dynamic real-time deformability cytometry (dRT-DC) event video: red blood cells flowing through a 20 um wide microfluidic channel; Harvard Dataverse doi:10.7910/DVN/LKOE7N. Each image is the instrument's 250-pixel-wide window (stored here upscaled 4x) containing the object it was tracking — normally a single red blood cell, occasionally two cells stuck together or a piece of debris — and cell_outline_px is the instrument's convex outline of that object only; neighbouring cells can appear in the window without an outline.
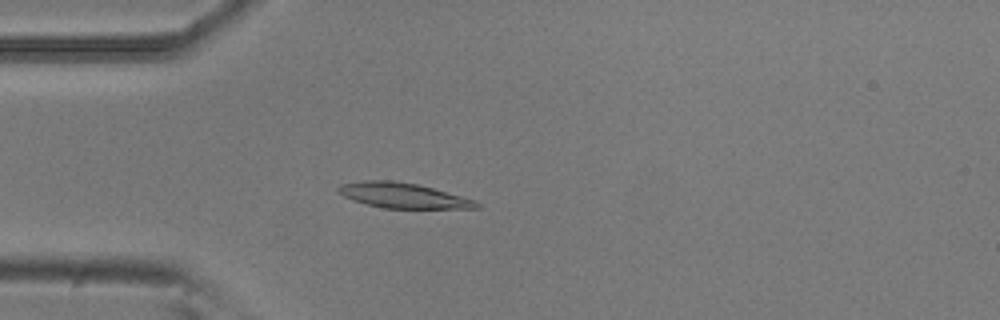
{"species": "common noctule bat (a hibernating species)", "species_latin": "Nyctalus noctula", "temperature_condition": "room temperature", "stored_images_in_passage": 3, "camera_frame_rate_fps": 3000, "um_per_image_px": 0.085, "animal": {"sex": "male", "body_mass_g": 20.5, "forearm_length_mm": 52.5}, "frame": {"image": 1, "passage_image": 3, "time_ms": 0.667, "image_size_px": [1000, 320], "cell_outline_px": [[480, 208], [384, 208], [352, 200], [344, 196], [336, 188], [340, 184], [364, 180], [392, 180], [416, 184], [432, 188], [476, 200], [480, 204]], "centroid_in_image_um": [34.25, 16.61], "position_along_channel_um": 50.8, "area_um2": 20.06}}